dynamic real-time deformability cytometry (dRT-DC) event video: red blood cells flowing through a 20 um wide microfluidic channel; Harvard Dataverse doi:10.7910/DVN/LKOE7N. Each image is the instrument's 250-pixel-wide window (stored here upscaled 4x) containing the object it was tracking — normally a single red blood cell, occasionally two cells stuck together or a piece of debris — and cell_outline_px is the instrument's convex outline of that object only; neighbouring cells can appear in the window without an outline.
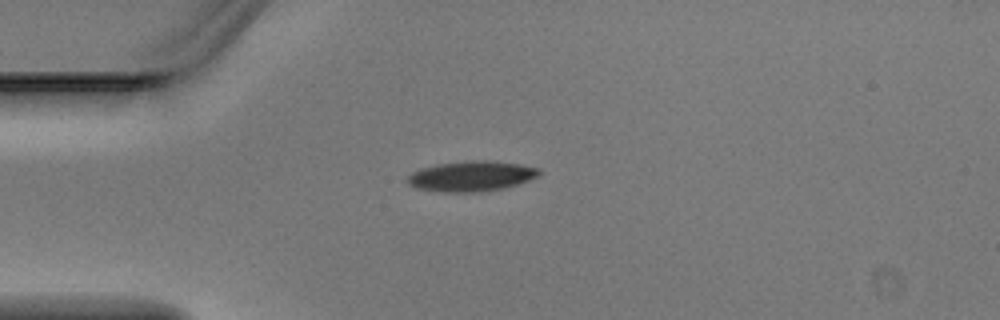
{"species": "Egyptian fruit bat (a non-hibernating species)", "species_latin": "Rousettus aegyptiacus", "temperature_condition": "warm", "stored_images_in_passage": 1, "camera_frame_rate_fps": 3000, "um_per_image_px": 0.085, "animal": {"sex": "male"}, "frame": {"image": 1, "passage_image": 1, "time_ms": 0.0, "image_size_px": [1000, 320], "cell_outline_px": [[540, 176], [516, 184], [500, 188], [472, 192], [440, 192], [416, 188], [408, 184], [408, 176], [412, 172], [424, 168], [440, 164], [472, 160], [492, 160], [520, 164], [540, 168]], "centroid_in_image_um": [40.08, 14.96], "position_along_channel_um": 44.9, "area_um2": 22.95}}